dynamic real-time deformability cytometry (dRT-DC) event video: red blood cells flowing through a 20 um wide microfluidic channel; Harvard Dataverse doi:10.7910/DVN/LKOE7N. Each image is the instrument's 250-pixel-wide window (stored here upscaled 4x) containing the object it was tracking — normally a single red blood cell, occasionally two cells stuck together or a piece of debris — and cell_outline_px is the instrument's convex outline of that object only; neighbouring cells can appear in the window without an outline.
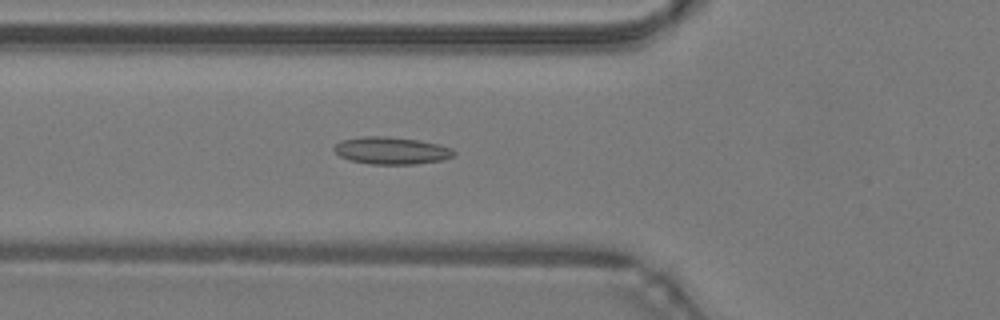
{"species": "common noctule bat (a hibernating species)", "species_latin": "Nyctalus noctula", "temperature_condition": "warm", "stored_images_in_passage": 41, "camera_frame_rate_fps": 3000, "um_per_image_px": 0.085, "animal": {"sex": "male", "body_mass_g": 19.2, "forearm_length_mm": 51.8}, "frame": {"image": 1, "passage_image": 12, "time_ms": 3.667, "image_size_px": [1000, 320], "cell_outline_px": [[456, 156], [444, 160], [416, 164], [372, 164], [352, 160], [340, 156], [332, 148], [340, 140], [364, 136], [388, 136], [420, 140], [452, 148], [456, 152]], "centroid_in_image_um": [33.31, 12.79], "position_along_channel_um": 92.5, "area_um2": 19.13}}
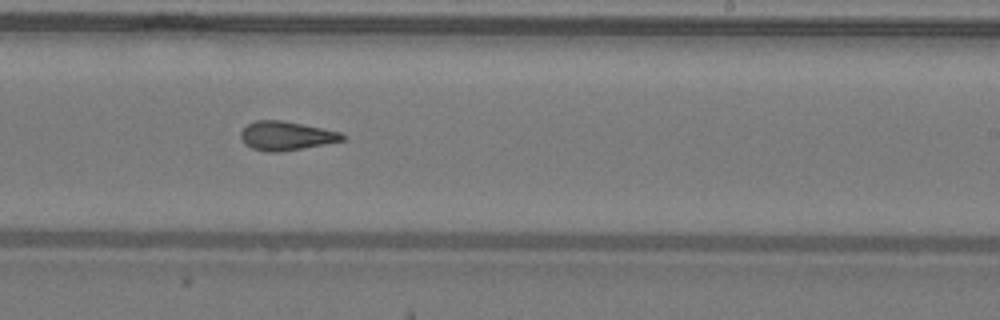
{"frame": {"image": 2, "passage_image": 24, "time_ms": 7.667, "image_size_px": [1000, 320], "cell_outline_px": [[344, 140], [324, 144], [280, 152], [268, 152], [252, 148], [244, 144], [240, 136], [240, 132], [248, 124], [256, 120], [284, 120], [340, 132], [344, 136]], "centroid_in_image_um": [24.28, 11.54], "position_along_channel_um": 264.7, "area_um2": 16.99}}
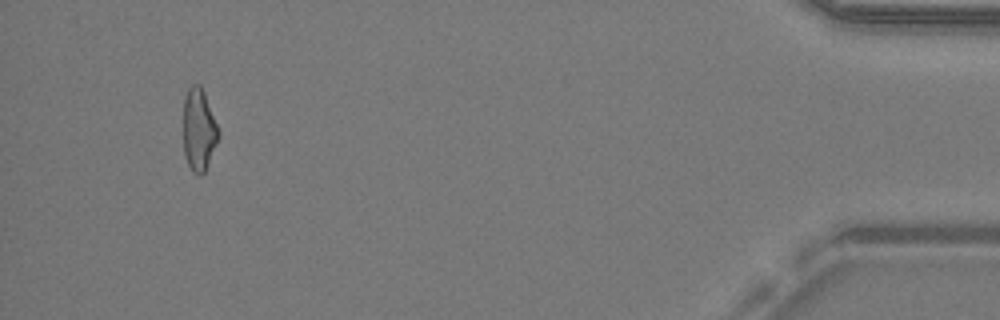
{"frame": {"image": 3, "passage_image": 40, "time_ms": 13.0, "image_size_px": [1000, 320], "cell_outline_px": [[220, 136], [204, 172], [200, 176], [196, 176], [192, 172], [184, 156], [184, 96], [188, 88], [192, 84], [200, 84], [204, 92], [220, 132]], "centroid_in_image_um": [16.9, 11.04], "position_along_channel_um": 418.3, "area_um2": 16.94}}